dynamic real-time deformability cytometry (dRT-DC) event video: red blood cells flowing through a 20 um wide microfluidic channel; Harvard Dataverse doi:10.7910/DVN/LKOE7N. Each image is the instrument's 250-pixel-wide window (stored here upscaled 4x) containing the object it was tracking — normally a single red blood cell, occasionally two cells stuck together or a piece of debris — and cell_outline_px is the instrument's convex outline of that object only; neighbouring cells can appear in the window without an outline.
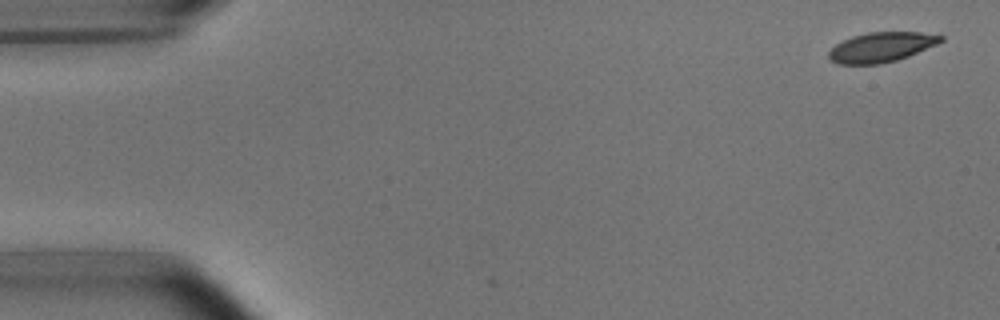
{"species": "common noctule bat (a hibernating species)", "species_latin": "Nyctalus noctula", "temperature_condition": "room temperature", "stored_images_in_passage": 2, "camera_frame_rate_fps": 3000, "um_per_image_px": 0.085, "animal": {"sex": "male", "body_mass_g": 15.6}, "frame": {"image": 1, "passage_image": 1, "time_ms": 0.0, "image_size_px": [1000, 320], "cell_outline_px": [[944, 40], [936, 44], [908, 56], [896, 60], [880, 64], [836, 64], [828, 56], [828, 52], [836, 44], [852, 36], [868, 32], [920, 32], [944, 36]], "centroid_in_image_um": [74.9, 4.0], "position_along_channel_um": 10.1, "area_um2": 19.31}}